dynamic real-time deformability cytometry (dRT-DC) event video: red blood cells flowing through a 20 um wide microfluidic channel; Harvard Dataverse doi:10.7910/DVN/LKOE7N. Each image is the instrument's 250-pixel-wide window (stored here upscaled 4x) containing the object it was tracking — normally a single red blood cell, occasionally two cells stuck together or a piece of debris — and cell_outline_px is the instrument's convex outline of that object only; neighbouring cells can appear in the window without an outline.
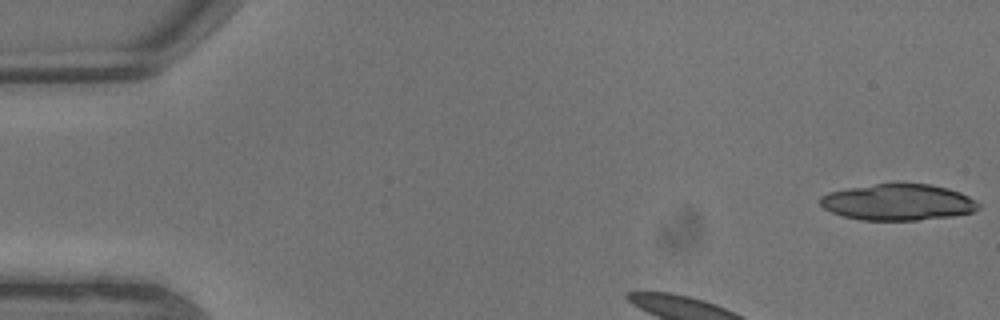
{"species": "common noctule bat (a hibernating species)", "species_latin": "Nyctalus noctula", "temperature_condition": "warm", "stored_images_in_passage": 5, "camera_frame_rate_fps": 3000, "um_per_image_px": 0.085, "animal": {"sex": "male", "body_mass_g": 13.3}, "frame": {"image": 1, "passage_image": 1, "time_ms": 0.0, "image_size_px": [1000, 320], "cell_outline_px": [[980, 208], [972, 212], [952, 216], [920, 220], [860, 220], [844, 216], [832, 212], [824, 208], [820, 204], [820, 196], [828, 192], [848, 188], [900, 180], [932, 184], [948, 188], [960, 192], [976, 200], [980, 204]], "centroid_in_image_um": [76.36, 17.15], "position_along_channel_um": 8.6, "area_um2": 34.33}}